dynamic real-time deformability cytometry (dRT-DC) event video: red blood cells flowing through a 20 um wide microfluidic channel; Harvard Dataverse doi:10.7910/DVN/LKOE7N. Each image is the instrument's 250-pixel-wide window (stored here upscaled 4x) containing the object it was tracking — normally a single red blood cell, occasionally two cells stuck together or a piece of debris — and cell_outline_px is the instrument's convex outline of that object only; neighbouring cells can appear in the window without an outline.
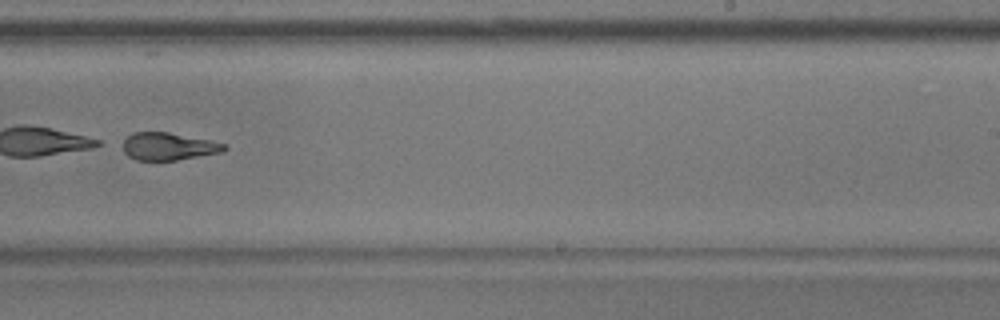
{"species": "common noctule bat (a hibernating species)", "species_latin": "Nyctalus noctula", "temperature_condition": "warm", "stored_images_in_passage": 31, "camera_frame_rate_fps": 3000, "um_per_image_px": 0.085, "animal": {"sex": "male", "body_mass_g": 17.9}, "frame": {"image": 1, "passage_image": 26, "time_ms": 8.333, "image_size_px": [1000, 320], "cell_outline_px": [[228, 148], [224, 152], [176, 160], [136, 160], [128, 156], [124, 152], [124, 140], [132, 132], [168, 132], [208, 140], [224, 144]], "centroid_in_image_um": [14.32, 12.45], "position_along_channel_um": 274.7, "area_um2": 16.13}}